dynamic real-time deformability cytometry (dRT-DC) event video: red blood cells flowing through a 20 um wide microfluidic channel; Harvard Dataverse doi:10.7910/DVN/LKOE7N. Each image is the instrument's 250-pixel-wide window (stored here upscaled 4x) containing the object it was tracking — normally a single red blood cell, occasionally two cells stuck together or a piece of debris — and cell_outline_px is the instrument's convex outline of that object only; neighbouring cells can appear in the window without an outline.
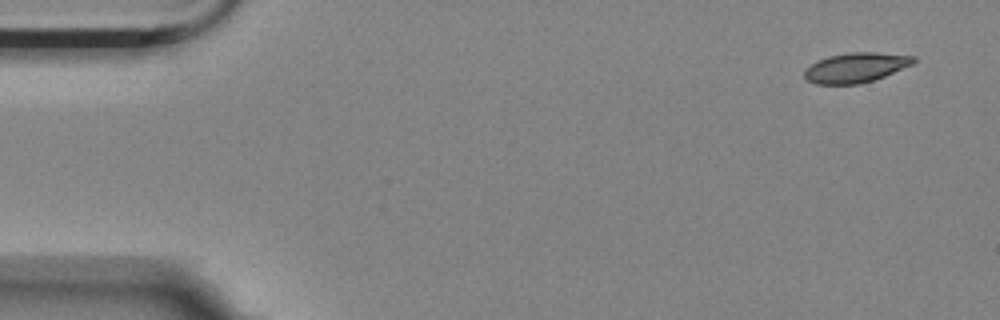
{"species": "Egyptian fruit bat (a non-hibernating species)", "species_latin": "Rousettus aegyptiacus", "temperature_condition": "room temperature", "stored_images_in_passage": 6, "camera_frame_rate_fps": 3000, "um_per_image_px": 0.085, "animal": {"sex": "female"}, "frame": {"image": 1, "passage_image": 1, "time_ms": 0.0, "image_size_px": [1000, 320], "cell_outline_px": [[916, 60], [912, 64], [884, 76], [860, 84], [816, 84], [808, 80], [804, 76], [804, 72], [812, 64], [828, 56], [848, 52], [876, 52], [916, 56]], "centroid_in_image_um": [72.76, 5.74], "position_along_channel_um": 12.2, "area_um2": 18.73}}
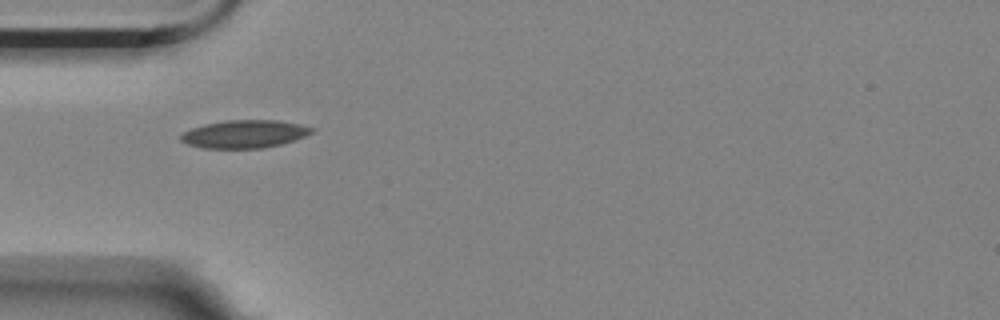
{"frame": {"image": 2, "passage_image": 5, "time_ms": 1.333, "image_size_px": [1000, 320], "cell_outline_px": [[316, 128], [312, 132], [304, 136], [280, 144], [264, 148], [204, 148], [188, 144], [180, 140], [180, 136], [184, 132], [192, 128], [204, 124], [224, 120], [280, 120], [300, 124]], "centroid_in_image_um": [20.78, 11.38], "position_along_channel_um": 64.2, "area_um2": 21.21}}
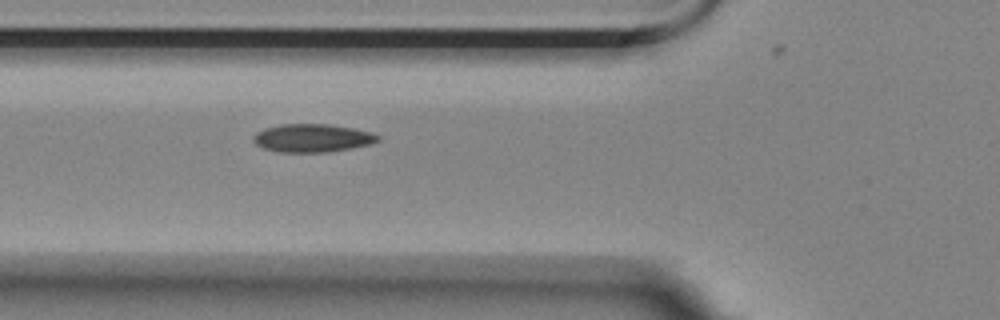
{"frame": {"image": 3, "passage_image": 6, "time_ms": 1.667, "image_size_px": [1000, 320], "cell_outline_px": [[380, 140], [368, 144], [352, 148], [328, 152], [280, 152], [264, 148], [256, 144], [252, 140], [252, 136], [256, 132], [264, 128], [280, 124], [332, 124], [372, 132], [380, 136]], "centroid_in_image_um": [26.53, 11.72], "position_along_channel_um": 99.3, "area_um2": 20.52}}